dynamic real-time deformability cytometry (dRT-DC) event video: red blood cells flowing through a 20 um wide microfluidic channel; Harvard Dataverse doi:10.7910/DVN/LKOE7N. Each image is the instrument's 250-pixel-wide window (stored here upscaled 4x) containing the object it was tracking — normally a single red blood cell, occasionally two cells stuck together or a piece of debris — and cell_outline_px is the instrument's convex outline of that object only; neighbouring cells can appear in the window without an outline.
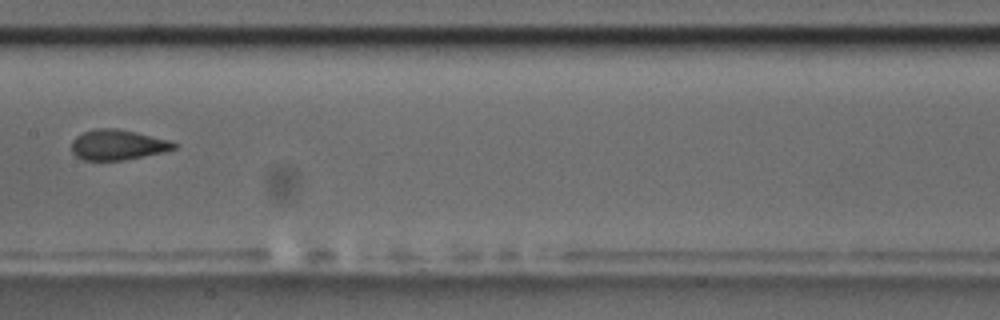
{"species": "common noctule bat (a hibernating species)", "species_latin": "Nyctalus noctula", "temperature_condition": "room temperature", "stored_images_in_passage": 8, "camera_frame_rate_fps": 3000, "um_per_image_px": 0.085, "animal": {"sex": "male", "body_mass_g": 17.5, "forearm_length_mm": 52.3}, "frame": {"image": 1, "passage_image": 5, "time_ms": 4.667, "image_size_px": [1000, 320], "cell_outline_px": [[180, 144], [176, 148], [164, 152], [124, 160], [84, 160], [76, 156], [72, 152], [72, 140], [76, 136], [84, 132], [96, 128], [116, 128], [136, 132], [172, 140]], "centroid_in_image_um": [10.05, 12.3], "position_along_channel_um": 197.4, "area_um2": 18.26}}
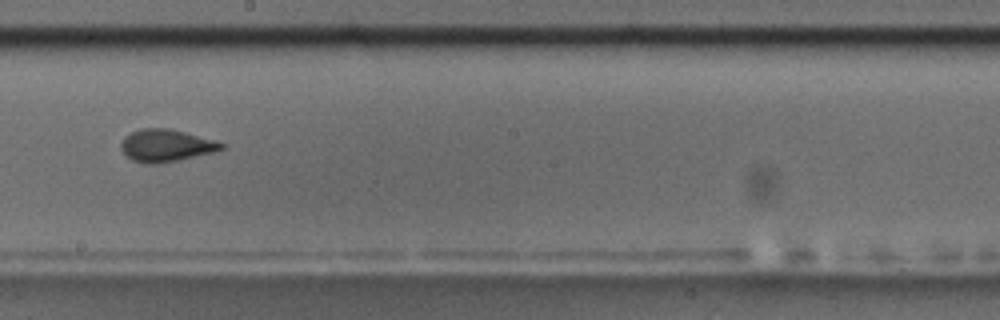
{"frame": {"image": 2, "passage_image": 6, "time_ms": 5.667, "image_size_px": [1000, 320], "cell_outline_px": [[224, 148], [216, 152], [180, 160], [156, 164], [144, 164], [132, 160], [124, 156], [120, 148], [120, 144], [124, 136], [140, 128], [168, 128], [216, 140], [224, 144]], "centroid_in_image_um": [14.09, 12.38], "position_along_channel_um": 234.1, "area_um2": 19.25}}
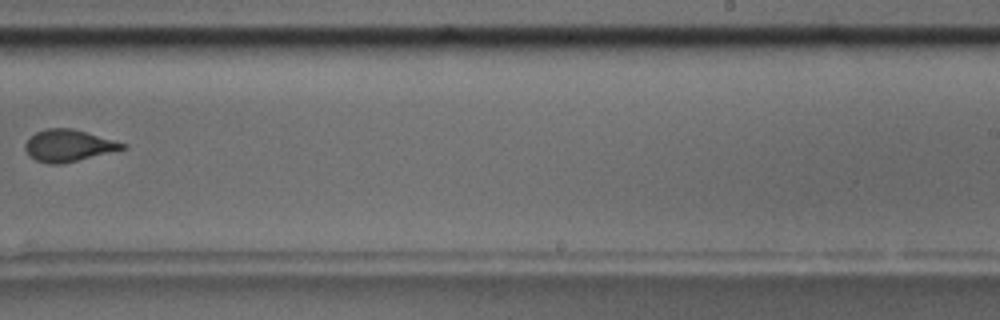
{"frame": {"image": 3, "passage_image": 7, "time_ms": 7.0, "image_size_px": [1000, 320], "cell_outline_px": [[128, 148], [60, 164], [48, 164], [36, 160], [28, 156], [24, 148], [24, 144], [36, 132], [48, 128], [72, 128], [128, 144]], "centroid_in_image_um": [5.81, 12.38], "position_along_channel_um": 283.2, "area_um2": 17.98}}